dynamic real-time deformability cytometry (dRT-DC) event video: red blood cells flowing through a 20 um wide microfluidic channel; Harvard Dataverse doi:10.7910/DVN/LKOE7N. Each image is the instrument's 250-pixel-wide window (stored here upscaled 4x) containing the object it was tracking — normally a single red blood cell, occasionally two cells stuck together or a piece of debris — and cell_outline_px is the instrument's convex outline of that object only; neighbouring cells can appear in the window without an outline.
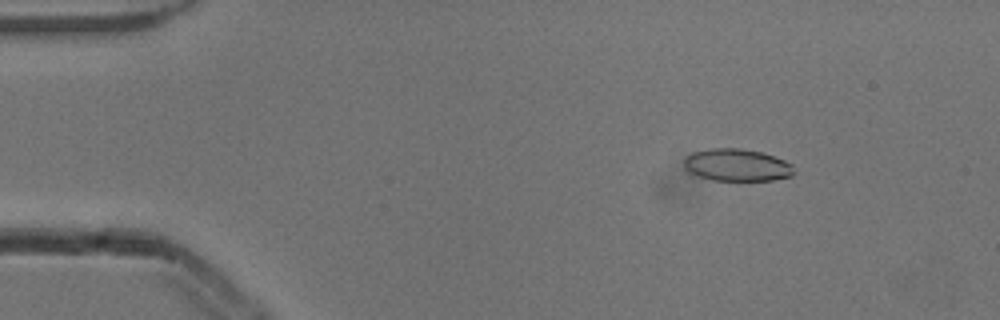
{"species": "common noctule bat (a hibernating species)", "species_latin": "Nyctalus noctula", "temperature_condition": "cold", "stored_images_in_passage": 55, "camera_frame_rate_fps": 3000, "um_per_image_px": 0.085, "animal": {"sex": "male", "body_mass_g": 13.3}, "frame": {"image": 1, "passage_image": 8, "time_ms": 2.333, "image_size_px": [1000, 320], "cell_outline_px": [[792, 176], [772, 180], [712, 180], [688, 172], [684, 168], [684, 160], [692, 152], [708, 148], [740, 148], [764, 152], [784, 160], [792, 164]], "centroid_in_image_um": [62.62, 14.01], "position_along_channel_um": 22.4, "area_um2": 20.69}}
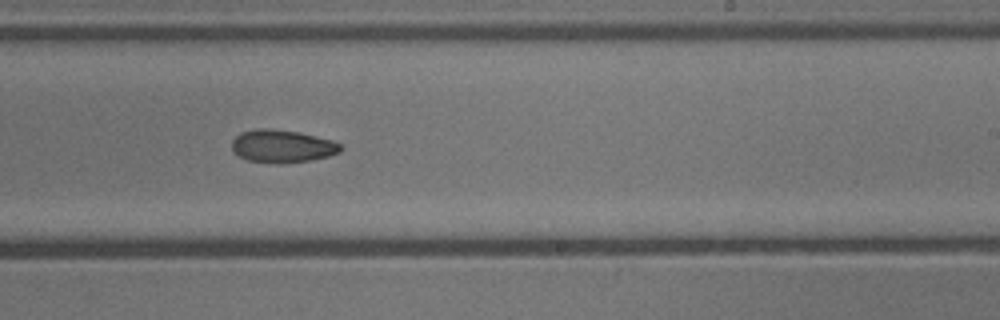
{"frame": {"image": 2, "passage_image": 33, "time_ms": 10.667, "image_size_px": [1000, 320], "cell_outline_px": [[344, 148], [340, 152], [328, 156], [312, 160], [280, 164], [248, 160], [232, 152], [232, 140], [240, 132], [260, 128], [268, 128], [300, 132], [332, 140], [340, 144]], "centroid_in_image_um": [23.99, 12.42], "position_along_channel_um": 265.0, "area_um2": 20.92}}
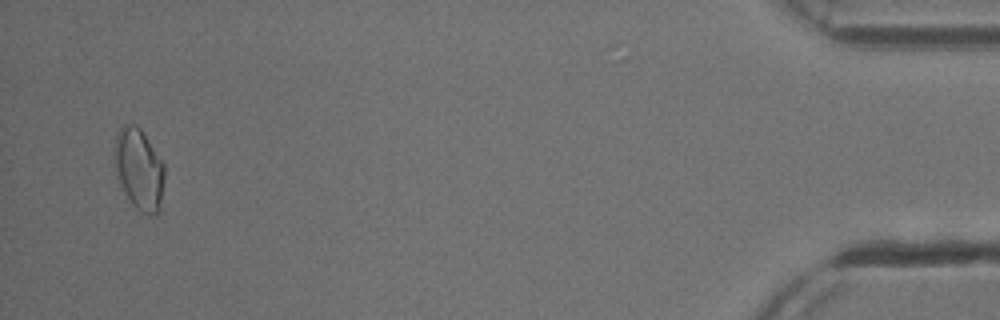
{"frame": {"image": 3, "passage_image": 52, "time_ms": 17.0, "image_size_px": [1000, 320], "cell_outline_px": [[164, 176], [160, 208], [152, 216], [148, 216], [140, 212], [132, 204], [120, 184], [116, 176], [116, 132], [124, 124], [136, 124], [140, 128], [164, 164]], "centroid_in_image_um": [11.83, 14.4], "position_along_channel_um": 423.4, "area_um2": 23.35}, "authors_computed_cell_mechanics": {"area_um2": 20.9236, "velocity_mm_per_s": 3.8668, "shape_relaxation_time_tau1_ms": 5.1605, "shape_relaxation_time_tau2_ms": null, "deformation_change_tau1": 0.112, "deformation_change_tau2": null}}